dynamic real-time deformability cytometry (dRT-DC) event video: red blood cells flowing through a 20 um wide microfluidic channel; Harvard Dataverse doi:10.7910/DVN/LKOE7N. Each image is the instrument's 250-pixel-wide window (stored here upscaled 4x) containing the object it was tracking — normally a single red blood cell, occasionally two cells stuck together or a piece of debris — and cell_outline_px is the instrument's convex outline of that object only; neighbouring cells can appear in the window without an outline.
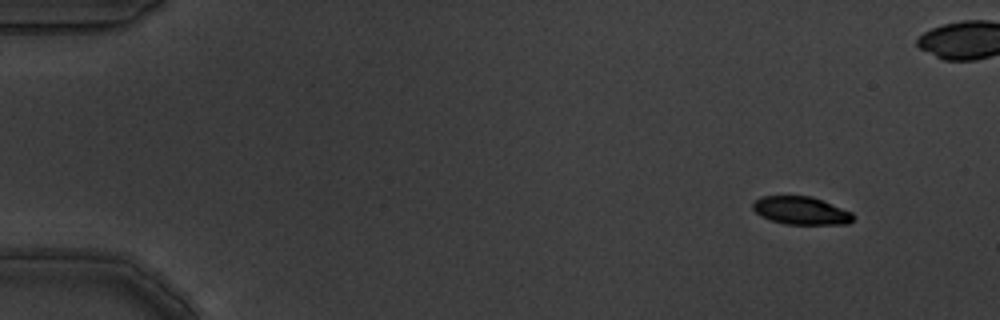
{"species": "common noctule bat (a hibernating species)", "species_latin": "Nyctalus noctula", "temperature_condition": "warm", "stored_images_in_passage": 9, "camera_frame_rate_fps": 3000, "um_per_image_px": 0.085, "animal": {"sex": "male", "body_mass_g": 19.5, "forearm_length_mm": 54.6}, "frame": {"image": 1, "passage_image": 1, "time_ms": 0.0, "image_size_px": [1000, 320], "cell_outline_px": [[852, 220], [848, 224], [784, 224], [760, 216], [752, 208], [752, 204], [760, 196], [812, 196], [824, 200], [852, 212]], "centroid_in_image_um": [68.08, 17.89], "position_along_channel_um": 16.9, "area_um2": 16.36}}
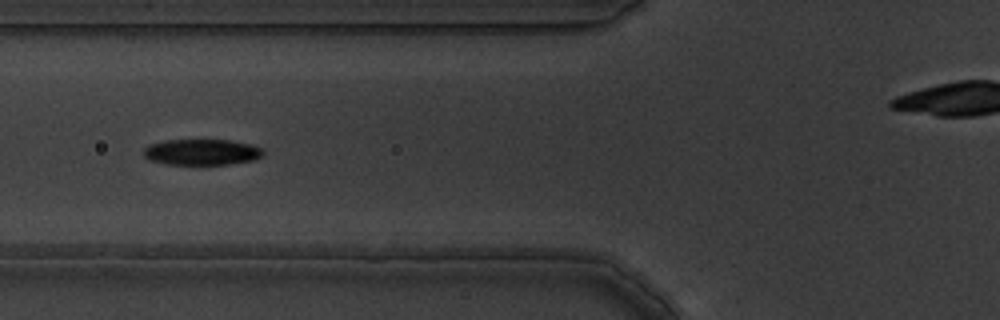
{"frame": {"image": 2, "passage_image": 6, "time_ms": 1.667, "image_size_px": [1000, 320], "cell_outline_px": [[264, 152], [260, 156], [252, 160], [228, 164], [164, 164], [148, 160], [144, 156], [144, 148], [148, 144], [164, 140], [232, 140], [252, 144], [260, 148]], "centroid_in_image_um": [17.09, 12.92], "position_along_channel_um": 108.7, "area_um2": 18.09}}
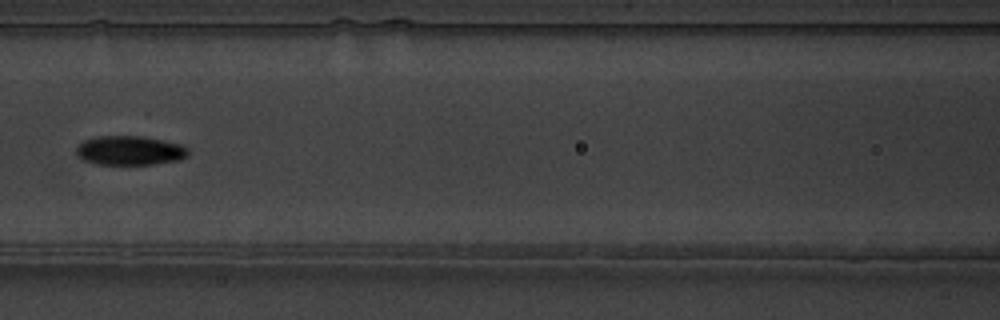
{"frame": {"image": 3, "passage_image": 7, "time_ms": 2.0, "image_size_px": [1000, 320], "cell_outline_px": [[188, 156], [180, 160], [152, 164], [96, 164], [84, 160], [76, 152], [76, 144], [84, 140], [96, 136], [140, 136], [184, 144], [188, 148]], "centroid_in_image_um": [11.05, 12.78], "position_along_channel_um": 155.6, "area_um2": 19.19}}